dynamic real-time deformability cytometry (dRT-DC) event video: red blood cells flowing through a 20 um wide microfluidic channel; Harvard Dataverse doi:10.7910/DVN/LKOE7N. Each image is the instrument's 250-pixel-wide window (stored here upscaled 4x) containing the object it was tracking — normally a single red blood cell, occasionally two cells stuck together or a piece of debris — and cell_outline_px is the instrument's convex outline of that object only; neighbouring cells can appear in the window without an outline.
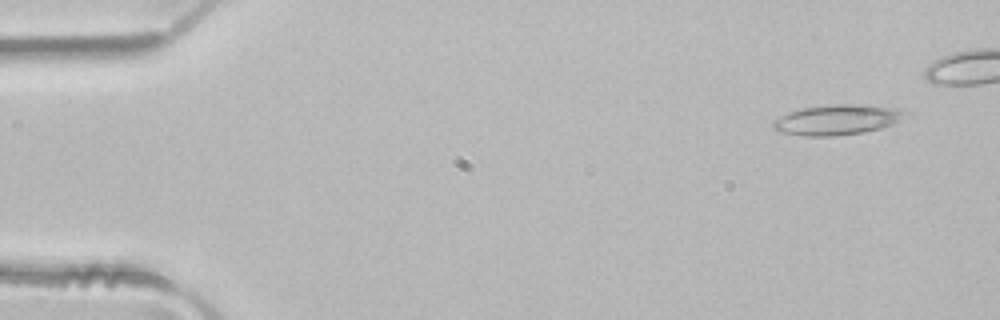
{"species": "common noctule bat (a hibernating species)", "species_latin": "Nyctalus noctula", "temperature_condition": "room temperature", "stored_images_in_passage": 4, "camera_frame_rate_fps": 3000, "um_per_image_px": 0.085, "animal": {"sex": "male", "body_mass_g": 21.5, "forearm_length_mm": 52.0}, "frame": {"image": 1, "passage_image": 1, "time_ms": 0.0, "image_size_px": [1000, 320], "cell_outline_px": [[916, 116], [880, 128], [864, 132], [836, 136], [808, 136], [780, 132], [772, 128], [772, 120], [792, 112], [804, 108], [836, 104], [852, 104], [900, 108], [912, 112]], "centroid_in_image_um": [71.32, 10.18], "position_along_channel_um": 13.7, "area_um2": 23.58}}